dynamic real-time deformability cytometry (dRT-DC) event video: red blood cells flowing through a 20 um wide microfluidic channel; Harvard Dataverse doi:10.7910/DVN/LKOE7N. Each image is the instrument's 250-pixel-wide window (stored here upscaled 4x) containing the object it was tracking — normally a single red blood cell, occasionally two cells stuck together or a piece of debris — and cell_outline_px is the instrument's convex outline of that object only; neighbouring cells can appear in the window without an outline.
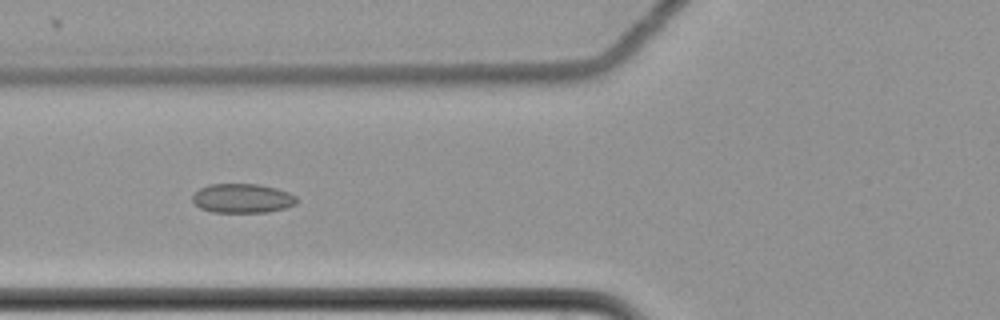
{"species": "common noctule bat (a hibernating species)", "species_latin": "Nyctalus noctula", "temperature_condition": "cold", "stored_images_in_passage": 8, "camera_frame_rate_fps": 3000, "um_per_image_px": 0.085, "animal": {"sex": "female", "body_mass_g": 22.7, "forearm_length_mm": 54.2}, "frame": {"image": 1, "passage_image": 7, "time_ms": 2.0, "image_size_px": [1000, 320], "cell_outline_px": [[300, 200], [296, 204], [284, 208], [268, 212], [212, 212], [200, 208], [192, 200], [192, 196], [200, 188], [208, 184], [260, 184], [276, 188], [288, 192], [296, 196]], "centroid_in_image_um": [20.63, 16.85], "position_along_channel_um": 105.2, "area_um2": 17.86}}
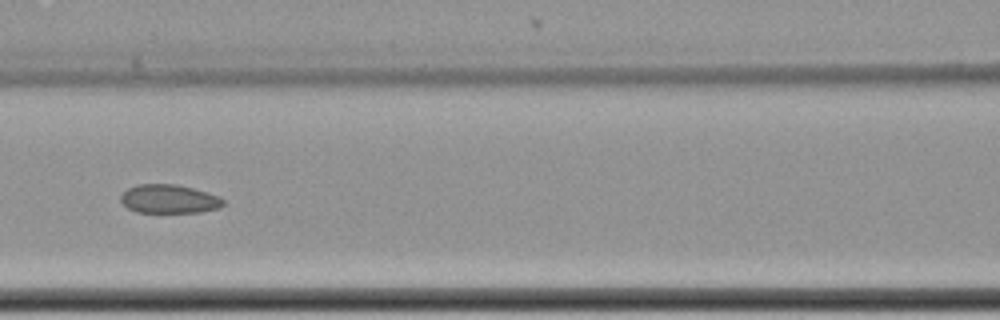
{"frame": {"image": 2, "passage_image": 8, "time_ms": 2.333, "image_size_px": [1000, 320], "cell_outline_px": [[224, 204], [220, 208], [200, 212], [136, 212], [128, 208], [120, 200], [120, 196], [128, 188], [136, 184], [176, 184], [192, 188], [220, 196], [224, 200]], "centroid_in_image_um": [14.38, 16.91], "position_along_channel_um": 152.2, "area_um2": 17.17}}